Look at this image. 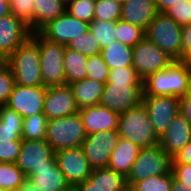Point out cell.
Returning a JSON list of instances; mask_svg holds the SVG:
<instances>
[{"label":"cell","instance_id":"obj_1","mask_svg":"<svg viewBox=\"0 0 191 191\" xmlns=\"http://www.w3.org/2000/svg\"><path fill=\"white\" fill-rule=\"evenodd\" d=\"M191 87L189 62L175 60L169 67L143 80L144 96H174L181 98Z\"/></svg>","mask_w":191,"mask_h":191},{"label":"cell","instance_id":"obj_2","mask_svg":"<svg viewBox=\"0 0 191 191\" xmlns=\"http://www.w3.org/2000/svg\"><path fill=\"white\" fill-rule=\"evenodd\" d=\"M5 61L12 70L15 84L26 87H45L40 70L39 46L31 37Z\"/></svg>","mask_w":191,"mask_h":191},{"label":"cell","instance_id":"obj_3","mask_svg":"<svg viewBox=\"0 0 191 191\" xmlns=\"http://www.w3.org/2000/svg\"><path fill=\"white\" fill-rule=\"evenodd\" d=\"M118 132L121 138L128 139L140 149L159 144V137L143 103L120 114Z\"/></svg>","mask_w":191,"mask_h":191},{"label":"cell","instance_id":"obj_4","mask_svg":"<svg viewBox=\"0 0 191 191\" xmlns=\"http://www.w3.org/2000/svg\"><path fill=\"white\" fill-rule=\"evenodd\" d=\"M31 38L39 46L43 86L65 85L64 52L66 46L47 40L39 32H32Z\"/></svg>","mask_w":191,"mask_h":191},{"label":"cell","instance_id":"obj_5","mask_svg":"<svg viewBox=\"0 0 191 191\" xmlns=\"http://www.w3.org/2000/svg\"><path fill=\"white\" fill-rule=\"evenodd\" d=\"M86 137L79 112L47 122L46 141L54 152L79 147Z\"/></svg>","mask_w":191,"mask_h":191},{"label":"cell","instance_id":"obj_6","mask_svg":"<svg viewBox=\"0 0 191 191\" xmlns=\"http://www.w3.org/2000/svg\"><path fill=\"white\" fill-rule=\"evenodd\" d=\"M171 170L172 158L160 144L141 148L126 177L127 185L131 187L144 178L169 174Z\"/></svg>","mask_w":191,"mask_h":191},{"label":"cell","instance_id":"obj_7","mask_svg":"<svg viewBox=\"0 0 191 191\" xmlns=\"http://www.w3.org/2000/svg\"><path fill=\"white\" fill-rule=\"evenodd\" d=\"M146 36L162 51L181 61L182 27L166 13H158L149 23Z\"/></svg>","mask_w":191,"mask_h":191},{"label":"cell","instance_id":"obj_8","mask_svg":"<svg viewBox=\"0 0 191 191\" xmlns=\"http://www.w3.org/2000/svg\"><path fill=\"white\" fill-rule=\"evenodd\" d=\"M175 59L147 37L133 47V67L142 80L169 67Z\"/></svg>","mask_w":191,"mask_h":191},{"label":"cell","instance_id":"obj_9","mask_svg":"<svg viewBox=\"0 0 191 191\" xmlns=\"http://www.w3.org/2000/svg\"><path fill=\"white\" fill-rule=\"evenodd\" d=\"M143 84H105L100 104L116 113H124L142 103Z\"/></svg>","mask_w":191,"mask_h":191},{"label":"cell","instance_id":"obj_10","mask_svg":"<svg viewBox=\"0 0 191 191\" xmlns=\"http://www.w3.org/2000/svg\"><path fill=\"white\" fill-rule=\"evenodd\" d=\"M119 139L118 130L100 131L87 135L81 147L93 169L108 167L111 153Z\"/></svg>","mask_w":191,"mask_h":191},{"label":"cell","instance_id":"obj_11","mask_svg":"<svg viewBox=\"0 0 191 191\" xmlns=\"http://www.w3.org/2000/svg\"><path fill=\"white\" fill-rule=\"evenodd\" d=\"M89 24L65 11L56 19L49 21L38 32L49 41L68 46L73 39L84 36L89 30Z\"/></svg>","mask_w":191,"mask_h":191},{"label":"cell","instance_id":"obj_12","mask_svg":"<svg viewBox=\"0 0 191 191\" xmlns=\"http://www.w3.org/2000/svg\"><path fill=\"white\" fill-rule=\"evenodd\" d=\"M153 129L160 138L180 113V98L174 96H142Z\"/></svg>","mask_w":191,"mask_h":191},{"label":"cell","instance_id":"obj_13","mask_svg":"<svg viewBox=\"0 0 191 191\" xmlns=\"http://www.w3.org/2000/svg\"><path fill=\"white\" fill-rule=\"evenodd\" d=\"M55 159L71 187L87 180L93 172L81 146L57 151Z\"/></svg>","mask_w":191,"mask_h":191},{"label":"cell","instance_id":"obj_14","mask_svg":"<svg viewBox=\"0 0 191 191\" xmlns=\"http://www.w3.org/2000/svg\"><path fill=\"white\" fill-rule=\"evenodd\" d=\"M47 87H26L15 84L6 107L23 118L43 114Z\"/></svg>","mask_w":191,"mask_h":191},{"label":"cell","instance_id":"obj_15","mask_svg":"<svg viewBox=\"0 0 191 191\" xmlns=\"http://www.w3.org/2000/svg\"><path fill=\"white\" fill-rule=\"evenodd\" d=\"M31 31L21 19L12 13L0 18V60H6L30 37Z\"/></svg>","mask_w":191,"mask_h":191},{"label":"cell","instance_id":"obj_16","mask_svg":"<svg viewBox=\"0 0 191 191\" xmlns=\"http://www.w3.org/2000/svg\"><path fill=\"white\" fill-rule=\"evenodd\" d=\"M79 112L69 84L47 87L44 99V116L49 120Z\"/></svg>","mask_w":191,"mask_h":191},{"label":"cell","instance_id":"obj_17","mask_svg":"<svg viewBox=\"0 0 191 191\" xmlns=\"http://www.w3.org/2000/svg\"><path fill=\"white\" fill-rule=\"evenodd\" d=\"M55 160V152L46 140H23L16 165L28 176L33 170Z\"/></svg>","mask_w":191,"mask_h":191},{"label":"cell","instance_id":"obj_18","mask_svg":"<svg viewBox=\"0 0 191 191\" xmlns=\"http://www.w3.org/2000/svg\"><path fill=\"white\" fill-rule=\"evenodd\" d=\"M87 135L100 131L118 130L119 113L111 111L106 106H95L79 109Z\"/></svg>","mask_w":191,"mask_h":191},{"label":"cell","instance_id":"obj_19","mask_svg":"<svg viewBox=\"0 0 191 191\" xmlns=\"http://www.w3.org/2000/svg\"><path fill=\"white\" fill-rule=\"evenodd\" d=\"M27 182L41 191H72L56 159L47 161V166L33 170L27 176Z\"/></svg>","mask_w":191,"mask_h":191},{"label":"cell","instance_id":"obj_20","mask_svg":"<svg viewBox=\"0 0 191 191\" xmlns=\"http://www.w3.org/2000/svg\"><path fill=\"white\" fill-rule=\"evenodd\" d=\"M189 141H191V124L178 113L170 126L159 138L161 147L173 158Z\"/></svg>","mask_w":191,"mask_h":191},{"label":"cell","instance_id":"obj_21","mask_svg":"<svg viewBox=\"0 0 191 191\" xmlns=\"http://www.w3.org/2000/svg\"><path fill=\"white\" fill-rule=\"evenodd\" d=\"M158 13L155 0H128L122 5L120 19L146 31Z\"/></svg>","mask_w":191,"mask_h":191},{"label":"cell","instance_id":"obj_22","mask_svg":"<svg viewBox=\"0 0 191 191\" xmlns=\"http://www.w3.org/2000/svg\"><path fill=\"white\" fill-rule=\"evenodd\" d=\"M139 151L140 148L137 145L130 142L128 139L120 137L111 153L108 168L127 177Z\"/></svg>","mask_w":191,"mask_h":191},{"label":"cell","instance_id":"obj_23","mask_svg":"<svg viewBox=\"0 0 191 191\" xmlns=\"http://www.w3.org/2000/svg\"><path fill=\"white\" fill-rule=\"evenodd\" d=\"M105 83L89 78L82 79L70 87L73 90L75 101L79 109L100 104Z\"/></svg>","mask_w":191,"mask_h":191},{"label":"cell","instance_id":"obj_24","mask_svg":"<svg viewBox=\"0 0 191 191\" xmlns=\"http://www.w3.org/2000/svg\"><path fill=\"white\" fill-rule=\"evenodd\" d=\"M34 20L28 25L31 32H38L49 21L56 19L66 11L61 0H33Z\"/></svg>","mask_w":191,"mask_h":191},{"label":"cell","instance_id":"obj_25","mask_svg":"<svg viewBox=\"0 0 191 191\" xmlns=\"http://www.w3.org/2000/svg\"><path fill=\"white\" fill-rule=\"evenodd\" d=\"M24 118L5 105L0 110V142L23 141Z\"/></svg>","mask_w":191,"mask_h":191},{"label":"cell","instance_id":"obj_26","mask_svg":"<svg viewBox=\"0 0 191 191\" xmlns=\"http://www.w3.org/2000/svg\"><path fill=\"white\" fill-rule=\"evenodd\" d=\"M88 57L66 46L64 52V70L66 84H73L86 78Z\"/></svg>","mask_w":191,"mask_h":191},{"label":"cell","instance_id":"obj_27","mask_svg":"<svg viewBox=\"0 0 191 191\" xmlns=\"http://www.w3.org/2000/svg\"><path fill=\"white\" fill-rule=\"evenodd\" d=\"M101 55L110 70L133 65V48L117 40L104 47Z\"/></svg>","mask_w":191,"mask_h":191},{"label":"cell","instance_id":"obj_28","mask_svg":"<svg viewBox=\"0 0 191 191\" xmlns=\"http://www.w3.org/2000/svg\"><path fill=\"white\" fill-rule=\"evenodd\" d=\"M94 185L102 189H125L126 177L110 168L93 169L88 178Z\"/></svg>","mask_w":191,"mask_h":191},{"label":"cell","instance_id":"obj_29","mask_svg":"<svg viewBox=\"0 0 191 191\" xmlns=\"http://www.w3.org/2000/svg\"><path fill=\"white\" fill-rule=\"evenodd\" d=\"M48 119L44 114L24 118L22 128L23 140H46Z\"/></svg>","mask_w":191,"mask_h":191},{"label":"cell","instance_id":"obj_30","mask_svg":"<svg viewBox=\"0 0 191 191\" xmlns=\"http://www.w3.org/2000/svg\"><path fill=\"white\" fill-rule=\"evenodd\" d=\"M27 182V176L16 163H0V191L20 188Z\"/></svg>","mask_w":191,"mask_h":191},{"label":"cell","instance_id":"obj_31","mask_svg":"<svg viewBox=\"0 0 191 191\" xmlns=\"http://www.w3.org/2000/svg\"><path fill=\"white\" fill-rule=\"evenodd\" d=\"M117 28V20L114 21H102L94 19L89 24V30L98 44L103 49L104 47L111 45L116 40L115 31Z\"/></svg>","mask_w":191,"mask_h":191},{"label":"cell","instance_id":"obj_32","mask_svg":"<svg viewBox=\"0 0 191 191\" xmlns=\"http://www.w3.org/2000/svg\"><path fill=\"white\" fill-rule=\"evenodd\" d=\"M115 32L117 41L132 48L146 36L144 29L121 19L117 20V28Z\"/></svg>","mask_w":191,"mask_h":191},{"label":"cell","instance_id":"obj_33","mask_svg":"<svg viewBox=\"0 0 191 191\" xmlns=\"http://www.w3.org/2000/svg\"><path fill=\"white\" fill-rule=\"evenodd\" d=\"M172 179V172L159 176H150L135 182L131 188L134 191H172Z\"/></svg>","mask_w":191,"mask_h":191},{"label":"cell","instance_id":"obj_34","mask_svg":"<svg viewBox=\"0 0 191 191\" xmlns=\"http://www.w3.org/2000/svg\"><path fill=\"white\" fill-rule=\"evenodd\" d=\"M96 0H72L66 11L77 19L91 23L94 20Z\"/></svg>","mask_w":191,"mask_h":191},{"label":"cell","instance_id":"obj_35","mask_svg":"<svg viewBox=\"0 0 191 191\" xmlns=\"http://www.w3.org/2000/svg\"><path fill=\"white\" fill-rule=\"evenodd\" d=\"M122 5L114 0H96L94 19L114 21L121 18Z\"/></svg>","mask_w":191,"mask_h":191},{"label":"cell","instance_id":"obj_36","mask_svg":"<svg viewBox=\"0 0 191 191\" xmlns=\"http://www.w3.org/2000/svg\"><path fill=\"white\" fill-rule=\"evenodd\" d=\"M79 53L84 54L87 57L101 54V46L93 37L90 30H88L84 36H80L77 39H73L67 46Z\"/></svg>","mask_w":191,"mask_h":191},{"label":"cell","instance_id":"obj_37","mask_svg":"<svg viewBox=\"0 0 191 191\" xmlns=\"http://www.w3.org/2000/svg\"><path fill=\"white\" fill-rule=\"evenodd\" d=\"M109 66L101 54L88 57L86 78L106 83L109 77Z\"/></svg>","mask_w":191,"mask_h":191},{"label":"cell","instance_id":"obj_38","mask_svg":"<svg viewBox=\"0 0 191 191\" xmlns=\"http://www.w3.org/2000/svg\"><path fill=\"white\" fill-rule=\"evenodd\" d=\"M126 83L143 84L133 66H126L109 71L108 81L105 84Z\"/></svg>","mask_w":191,"mask_h":191},{"label":"cell","instance_id":"obj_39","mask_svg":"<svg viewBox=\"0 0 191 191\" xmlns=\"http://www.w3.org/2000/svg\"><path fill=\"white\" fill-rule=\"evenodd\" d=\"M15 80L12 70L5 60H0V103L5 105L13 91Z\"/></svg>","mask_w":191,"mask_h":191},{"label":"cell","instance_id":"obj_40","mask_svg":"<svg viewBox=\"0 0 191 191\" xmlns=\"http://www.w3.org/2000/svg\"><path fill=\"white\" fill-rule=\"evenodd\" d=\"M9 5L11 13L26 25L34 20L33 0H9Z\"/></svg>","mask_w":191,"mask_h":191},{"label":"cell","instance_id":"obj_41","mask_svg":"<svg viewBox=\"0 0 191 191\" xmlns=\"http://www.w3.org/2000/svg\"><path fill=\"white\" fill-rule=\"evenodd\" d=\"M181 27L191 23V0H184L178 4H174L165 12Z\"/></svg>","mask_w":191,"mask_h":191},{"label":"cell","instance_id":"obj_42","mask_svg":"<svg viewBox=\"0 0 191 191\" xmlns=\"http://www.w3.org/2000/svg\"><path fill=\"white\" fill-rule=\"evenodd\" d=\"M23 141L0 142V163H16Z\"/></svg>","mask_w":191,"mask_h":191},{"label":"cell","instance_id":"obj_43","mask_svg":"<svg viewBox=\"0 0 191 191\" xmlns=\"http://www.w3.org/2000/svg\"><path fill=\"white\" fill-rule=\"evenodd\" d=\"M181 62H191V23L182 27Z\"/></svg>","mask_w":191,"mask_h":191},{"label":"cell","instance_id":"obj_44","mask_svg":"<svg viewBox=\"0 0 191 191\" xmlns=\"http://www.w3.org/2000/svg\"><path fill=\"white\" fill-rule=\"evenodd\" d=\"M173 176L181 181V185L191 186V165L172 164Z\"/></svg>","mask_w":191,"mask_h":191},{"label":"cell","instance_id":"obj_45","mask_svg":"<svg viewBox=\"0 0 191 191\" xmlns=\"http://www.w3.org/2000/svg\"><path fill=\"white\" fill-rule=\"evenodd\" d=\"M172 164L191 165V141L172 158Z\"/></svg>","mask_w":191,"mask_h":191},{"label":"cell","instance_id":"obj_46","mask_svg":"<svg viewBox=\"0 0 191 191\" xmlns=\"http://www.w3.org/2000/svg\"><path fill=\"white\" fill-rule=\"evenodd\" d=\"M180 113L191 124V87L186 95L180 98Z\"/></svg>","mask_w":191,"mask_h":191},{"label":"cell","instance_id":"obj_47","mask_svg":"<svg viewBox=\"0 0 191 191\" xmlns=\"http://www.w3.org/2000/svg\"><path fill=\"white\" fill-rule=\"evenodd\" d=\"M124 189H102L94 185L89 179L77 183L72 187V191H123Z\"/></svg>","mask_w":191,"mask_h":191},{"label":"cell","instance_id":"obj_48","mask_svg":"<svg viewBox=\"0 0 191 191\" xmlns=\"http://www.w3.org/2000/svg\"><path fill=\"white\" fill-rule=\"evenodd\" d=\"M156 6L159 13H165L168 11L174 4H178L184 0H155Z\"/></svg>","mask_w":191,"mask_h":191},{"label":"cell","instance_id":"obj_49","mask_svg":"<svg viewBox=\"0 0 191 191\" xmlns=\"http://www.w3.org/2000/svg\"><path fill=\"white\" fill-rule=\"evenodd\" d=\"M172 191H191V186L189 185H181V181L176 179L173 176L172 184H171Z\"/></svg>","mask_w":191,"mask_h":191},{"label":"cell","instance_id":"obj_50","mask_svg":"<svg viewBox=\"0 0 191 191\" xmlns=\"http://www.w3.org/2000/svg\"><path fill=\"white\" fill-rule=\"evenodd\" d=\"M9 0H0V18L10 14Z\"/></svg>","mask_w":191,"mask_h":191},{"label":"cell","instance_id":"obj_51","mask_svg":"<svg viewBox=\"0 0 191 191\" xmlns=\"http://www.w3.org/2000/svg\"><path fill=\"white\" fill-rule=\"evenodd\" d=\"M22 191H41V190L39 188L32 186L30 183L26 182L22 186Z\"/></svg>","mask_w":191,"mask_h":191},{"label":"cell","instance_id":"obj_52","mask_svg":"<svg viewBox=\"0 0 191 191\" xmlns=\"http://www.w3.org/2000/svg\"><path fill=\"white\" fill-rule=\"evenodd\" d=\"M1 191H22V187H20V188L5 189V190H1Z\"/></svg>","mask_w":191,"mask_h":191},{"label":"cell","instance_id":"obj_53","mask_svg":"<svg viewBox=\"0 0 191 191\" xmlns=\"http://www.w3.org/2000/svg\"><path fill=\"white\" fill-rule=\"evenodd\" d=\"M116 2H118L119 4L123 5L124 3H126L128 0H114Z\"/></svg>","mask_w":191,"mask_h":191},{"label":"cell","instance_id":"obj_54","mask_svg":"<svg viewBox=\"0 0 191 191\" xmlns=\"http://www.w3.org/2000/svg\"><path fill=\"white\" fill-rule=\"evenodd\" d=\"M123 191H134L130 186H127Z\"/></svg>","mask_w":191,"mask_h":191},{"label":"cell","instance_id":"obj_55","mask_svg":"<svg viewBox=\"0 0 191 191\" xmlns=\"http://www.w3.org/2000/svg\"><path fill=\"white\" fill-rule=\"evenodd\" d=\"M65 5H67L69 2H71L72 0H61Z\"/></svg>","mask_w":191,"mask_h":191}]
</instances>
